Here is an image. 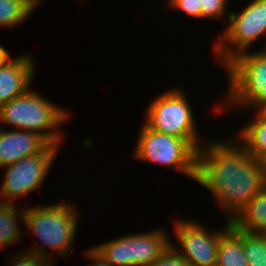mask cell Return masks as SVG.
I'll list each match as a JSON object with an SVG mask.
<instances>
[{
  "label": "cell",
  "mask_w": 266,
  "mask_h": 266,
  "mask_svg": "<svg viewBox=\"0 0 266 266\" xmlns=\"http://www.w3.org/2000/svg\"><path fill=\"white\" fill-rule=\"evenodd\" d=\"M207 141L197 151L195 182L210 191L232 222L266 185L265 164L234 137Z\"/></svg>",
  "instance_id": "obj_1"
},
{
  "label": "cell",
  "mask_w": 266,
  "mask_h": 266,
  "mask_svg": "<svg viewBox=\"0 0 266 266\" xmlns=\"http://www.w3.org/2000/svg\"><path fill=\"white\" fill-rule=\"evenodd\" d=\"M70 203L59 201L46 206L24 207L25 232L36 235L42 243L35 242L34 246L26 251L37 254L52 263L55 262L54 252L64 258L70 257L79 225L77 206ZM47 246L52 249V253L47 250Z\"/></svg>",
  "instance_id": "obj_2"
},
{
  "label": "cell",
  "mask_w": 266,
  "mask_h": 266,
  "mask_svg": "<svg viewBox=\"0 0 266 266\" xmlns=\"http://www.w3.org/2000/svg\"><path fill=\"white\" fill-rule=\"evenodd\" d=\"M260 48L258 52H242L223 66L229 87L214 112L223 114L229 108L256 110L266 106V44Z\"/></svg>",
  "instance_id": "obj_3"
},
{
  "label": "cell",
  "mask_w": 266,
  "mask_h": 266,
  "mask_svg": "<svg viewBox=\"0 0 266 266\" xmlns=\"http://www.w3.org/2000/svg\"><path fill=\"white\" fill-rule=\"evenodd\" d=\"M70 117L68 110L54 105L32 88L0 106L1 123L35 132L57 146L61 145L64 135L60 126Z\"/></svg>",
  "instance_id": "obj_4"
},
{
  "label": "cell",
  "mask_w": 266,
  "mask_h": 266,
  "mask_svg": "<svg viewBox=\"0 0 266 266\" xmlns=\"http://www.w3.org/2000/svg\"><path fill=\"white\" fill-rule=\"evenodd\" d=\"M183 88H172L152 99L145 124L160 133L186 140L196 151L204 144L196 127L194 112Z\"/></svg>",
  "instance_id": "obj_5"
},
{
  "label": "cell",
  "mask_w": 266,
  "mask_h": 266,
  "mask_svg": "<svg viewBox=\"0 0 266 266\" xmlns=\"http://www.w3.org/2000/svg\"><path fill=\"white\" fill-rule=\"evenodd\" d=\"M228 24L214 46L216 60L227 64L266 34V0H251L239 12H229Z\"/></svg>",
  "instance_id": "obj_6"
},
{
  "label": "cell",
  "mask_w": 266,
  "mask_h": 266,
  "mask_svg": "<svg viewBox=\"0 0 266 266\" xmlns=\"http://www.w3.org/2000/svg\"><path fill=\"white\" fill-rule=\"evenodd\" d=\"M133 154L140 161L176 170L196 180L197 151L184 139L157 132L142 124Z\"/></svg>",
  "instance_id": "obj_7"
},
{
  "label": "cell",
  "mask_w": 266,
  "mask_h": 266,
  "mask_svg": "<svg viewBox=\"0 0 266 266\" xmlns=\"http://www.w3.org/2000/svg\"><path fill=\"white\" fill-rule=\"evenodd\" d=\"M50 144L38 155L24 157L4 168L5 175L0 187V203L14 204V200L28 196L42 187L44 179L53 167L60 149Z\"/></svg>",
  "instance_id": "obj_8"
},
{
  "label": "cell",
  "mask_w": 266,
  "mask_h": 266,
  "mask_svg": "<svg viewBox=\"0 0 266 266\" xmlns=\"http://www.w3.org/2000/svg\"><path fill=\"white\" fill-rule=\"evenodd\" d=\"M174 236L180 246L171 247L180 254L190 266H216L220 234L224 231H211L195 220H175ZM179 247V248H178ZM181 248V249H180Z\"/></svg>",
  "instance_id": "obj_9"
},
{
  "label": "cell",
  "mask_w": 266,
  "mask_h": 266,
  "mask_svg": "<svg viewBox=\"0 0 266 266\" xmlns=\"http://www.w3.org/2000/svg\"><path fill=\"white\" fill-rule=\"evenodd\" d=\"M0 127V167L11 165L18 160L38 155L50 143L41 135L26 130H3Z\"/></svg>",
  "instance_id": "obj_10"
},
{
  "label": "cell",
  "mask_w": 266,
  "mask_h": 266,
  "mask_svg": "<svg viewBox=\"0 0 266 266\" xmlns=\"http://www.w3.org/2000/svg\"><path fill=\"white\" fill-rule=\"evenodd\" d=\"M34 58L20 55L0 68V106L26 93L35 76Z\"/></svg>",
  "instance_id": "obj_11"
},
{
  "label": "cell",
  "mask_w": 266,
  "mask_h": 266,
  "mask_svg": "<svg viewBox=\"0 0 266 266\" xmlns=\"http://www.w3.org/2000/svg\"><path fill=\"white\" fill-rule=\"evenodd\" d=\"M168 234L163 228L150 232L131 234V251L137 266L152 264L171 246Z\"/></svg>",
  "instance_id": "obj_12"
},
{
  "label": "cell",
  "mask_w": 266,
  "mask_h": 266,
  "mask_svg": "<svg viewBox=\"0 0 266 266\" xmlns=\"http://www.w3.org/2000/svg\"><path fill=\"white\" fill-rule=\"evenodd\" d=\"M220 234L216 266H248L244 253V231L226 221Z\"/></svg>",
  "instance_id": "obj_13"
},
{
  "label": "cell",
  "mask_w": 266,
  "mask_h": 266,
  "mask_svg": "<svg viewBox=\"0 0 266 266\" xmlns=\"http://www.w3.org/2000/svg\"><path fill=\"white\" fill-rule=\"evenodd\" d=\"M254 119L243 126L236 139L257 160L266 161V113L256 109Z\"/></svg>",
  "instance_id": "obj_14"
},
{
  "label": "cell",
  "mask_w": 266,
  "mask_h": 266,
  "mask_svg": "<svg viewBox=\"0 0 266 266\" xmlns=\"http://www.w3.org/2000/svg\"><path fill=\"white\" fill-rule=\"evenodd\" d=\"M231 223L244 232L266 234V185Z\"/></svg>",
  "instance_id": "obj_15"
},
{
  "label": "cell",
  "mask_w": 266,
  "mask_h": 266,
  "mask_svg": "<svg viewBox=\"0 0 266 266\" xmlns=\"http://www.w3.org/2000/svg\"><path fill=\"white\" fill-rule=\"evenodd\" d=\"M92 248L111 266H137L132 258L130 233Z\"/></svg>",
  "instance_id": "obj_16"
},
{
  "label": "cell",
  "mask_w": 266,
  "mask_h": 266,
  "mask_svg": "<svg viewBox=\"0 0 266 266\" xmlns=\"http://www.w3.org/2000/svg\"><path fill=\"white\" fill-rule=\"evenodd\" d=\"M15 204L0 203L1 248L13 245L22 238L19 225L20 223L24 224V207L16 210L17 206Z\"/></svg>",
  "instance_id": "obj_17"
},
{
  "label": "cell",
  "mask_w": 266,
  "mask_h": 266,
  "mask_svg": "<svg viewBox=\"0 0 266 266\" xmlns=\"http://www.w3.org/2000/svg\"><path fill=\"white\" fill-rule=\"evenodd\" d=\"M42 0H0V27L15 28L26 21Z\"/></svg>",
  "instance_id": "obj_18"
},
{
  "label": "cell",
  "mask_w": 266,
  "mask_h": 266,
  "mask_svg": "<svg viewBox=\"0 0 266 266\" xmlns=\"http://www.w3.org/2000/svg\"><path fill=\"white\" fill-rule=\"evenodd\" d=\"M244 253L248 266H266V234L244 232Z\"/></svg>",
  "instance_id": "obj_19"
},
{
  "label": "cell",
  "mask_w": 266,
  "mask_h": 266,
  "mask_svg": "<svg viewBox=\"0 0 266 266\" xmlns=\"http://www.w3.org/2000/svg\"><path fill=\"white\" fill-rule=\"evenodd\" d=\"M228 3V0H200L201 18L208 20L222 19L228 10Z\"/></svg>",
  "instance_id": "obj_20"
},
{
  "label": "cell",
  "mask_w": 266,
  "mask_h": 266,
  "mask_svg": "<svg viewBox=\"0 0 266 266\" xmlns=\"http://www.w3.org/2000/svg\"><path fill=\"white\" fill-rule=\"evenodd\" d=\"M18 253H15L17 254V256L16 255H14L13 257L11 256L13 262L11 261L10 266H53L54 265L51 261L42 258L37 254H34L29 251L24 250L23 252L21 251Z\"/></svg>",
  "instance_id": "obj_21"
},
{
  "label": "cell",
  "mask_w": 266,
  "mask_h": 266,
  "mask_svg": "<svg viewBox=\"0 0 266 266\" xmlns=\"http://www.w3.org/2000/svg\"><path fill=\"white\" fill-rule=\"evenodd\" d=\"M166 5L168 8L181 11L187 17L201 18L200 0H170Z\"/></svg>",
  "instance_id": "obj_22"
},
{
  "label": "cell",
  "mask_w": 266,
  "mask_h": 266,
  "mask_svg": "<svg viewBox=\"0 0 266 266\" xmlns=\"http://www.w3.org/2000/svg\"><path fill=\"white\" fill-rule=\"evenodd\" d=\"M152 266H190V264L170 246Z\"/></svg>",
  "instance_id": "obj_23"
},
{
  "label": "cell",
  "mask_w": 266,
  "mask_h": 266,
  "mask_svg": "<svg viewBox=\"0 0 266 266\" xmlns=\"http://www.w3.org/2000/svg\"><path fill=\"white\" fill-rule=\"evenodd\" d=\"M85 256L89 259L92 260L94 262H92V264L90 263L87 266H111L109 263H107L103 257L101 255H99L92 247L89 248L86 252H85Z\"/></svg>",
  "instance_id": "obj_24"
},
{
  "label": "cell",
  "mask_w": 266,
  "mask_h": 266,
  "mask_svg": "<svg viewBox=\"0 0 266 266\" xmlns=\"http://www.w3.org/2000/svg\"><path fill=\"white\" fill-rule=\"evenodd\" d=\"M12 59L13 58H11V54L7 51L6 47L0 45V68L4 67Z\"/></svg>",
  "instance_id": "obj_25"
},
{
  "label": "cell",
  "mask_w": 266,
  "mask_h": 266,
  "mask_svg": "<svg viewBox=\"0 0 266 266\" xmlns=\"http://www.w3.org/2000/svg\"><path fill=\"white\" fill-rule=\"evenodd\" d=\"M262 110L266 113V106Z\"/></svg>",
  "instance_id": "obj_26"
}]
</instances>
